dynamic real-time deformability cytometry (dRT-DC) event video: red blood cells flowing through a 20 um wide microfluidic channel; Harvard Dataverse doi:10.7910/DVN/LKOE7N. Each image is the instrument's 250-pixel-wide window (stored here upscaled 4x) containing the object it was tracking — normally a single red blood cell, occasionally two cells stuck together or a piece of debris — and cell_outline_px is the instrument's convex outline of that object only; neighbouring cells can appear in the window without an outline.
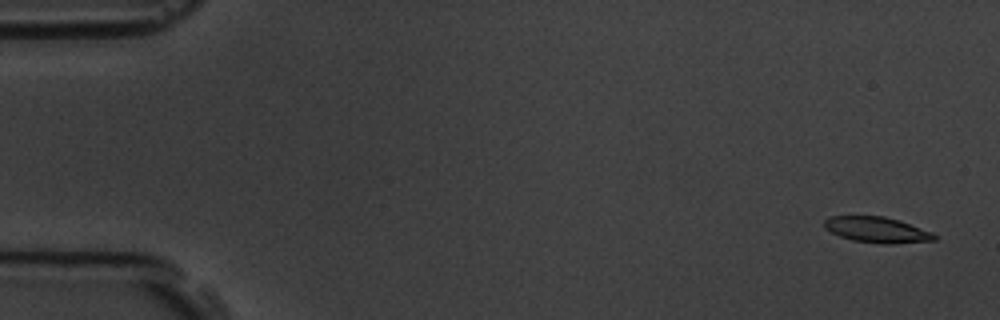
{"species": "common noctule bat (a hibernating species)", "species_latin": "Nyctalus noctula", "temperature_condition": "room temperature", "stored_images_in_passage": 5, "camera_frame_rate_fps": 3000, "um_per_image_px": 0.085, "animal": {"sex": "male", "body_mass_g": 19.5, "forearm_length_mm": 54.6}, "frame": {"image": 1, "passage_image": 1, "time_ms": 0.0, "image_size_px": [1000, 320], "cell_outline_px": [[936, 240], [892, 244], [880, 244], [852, 240], [840, 236], [824, 228], [824, 220], [828, 216], [884, 216], [932, 232], [936, 236]], "centroid_in_image_um": [74.5, 19.54], "position_along_channel_um": 10.5, "area_um2": 16.36}}
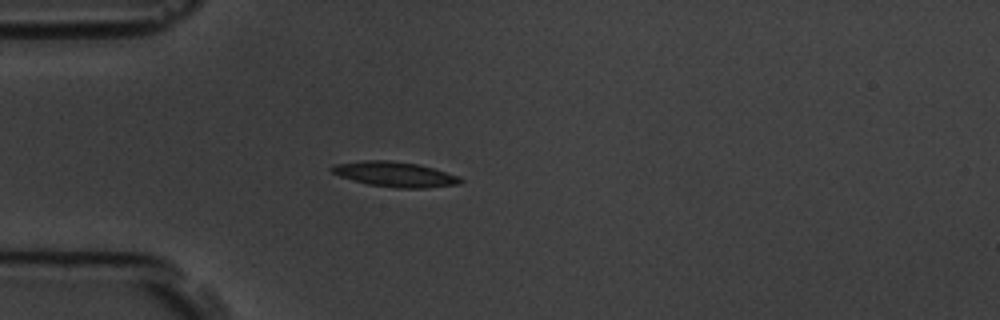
{"frame": {"image": 2, "passage_image": 5, "time_ms": 4.333, "image_size_px": [1000, 320], "cell_outline_px": [[464, 180], [460, 184], [428, 188], [396, 188], [368, 184], [340, 176], [332, 172], [328, 168], [336, 164], [368, 160], [388, 160], [416, 164], [432, 168], [460, 176]], "centroid_in_image_um": [33.6, 14.82], "position_along_channel_um": 51.4, "area_um2": 18.67}}